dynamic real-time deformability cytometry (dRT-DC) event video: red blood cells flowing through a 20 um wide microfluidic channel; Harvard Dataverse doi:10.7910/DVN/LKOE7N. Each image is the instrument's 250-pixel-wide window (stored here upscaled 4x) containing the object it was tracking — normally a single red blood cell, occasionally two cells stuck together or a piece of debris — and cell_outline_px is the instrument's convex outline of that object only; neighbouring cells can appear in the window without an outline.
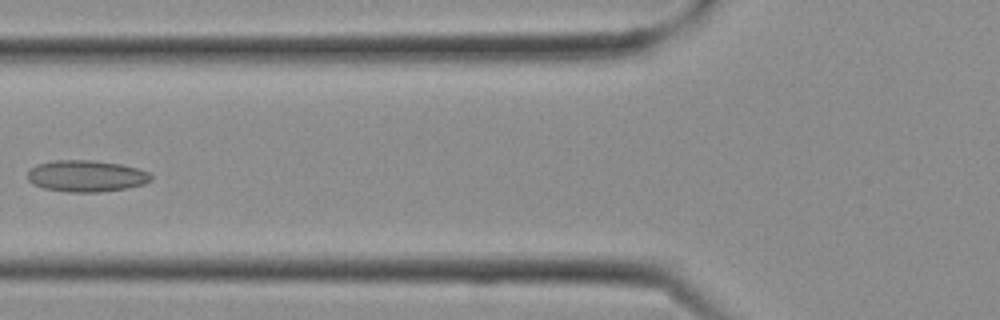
{"species": "Egyptian fruit bat (a non-hibernating species)", "species_latin": "Rousettus aegyptiacus", "temperature_condition": "cold", "stored_images_in_passage": 24, "camera_frame_rate_fps": 3000, "um_per_image_px": 0.085, "frame": {"image": 1, "passage_image": 8, "time_ms": 2.333, "image_size_px": [1000, 320], "cell_outline_px": [[152, 180], [144, 184], [124, 188], [96, 192], [68, 192], [44, 188], [32, 184], [28, 180], [28, 168], [36, 164], [52, 160], [96, 160], [120, 164], [140, 168], [148, 172], [152, 176]], "centroid_in_image_um": [7.31, 14.94], "position_along_channel_um": 118.5, "area_um2": 22.89}}
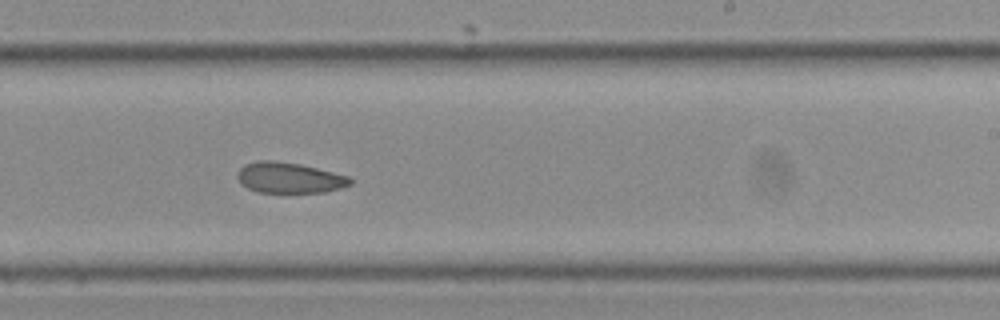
{"frame": {"image": 2, "passage_image": 14, "time_ms": 4.333, "image_size_px": [1000, 320], "cell_outline_px": [[352, 184], [340, 188], [324, 192], [260, 192], [248, 188], [240, 184], [236, 176], [236, 172], [244, 164], [260, 160], [276, 160], [300, 164], [348, 176], [352, 180]], "centroid_in_image_um": [24.54, 15.1], "position_along_channel_um": 264.5, "area_um2": 20.17}}
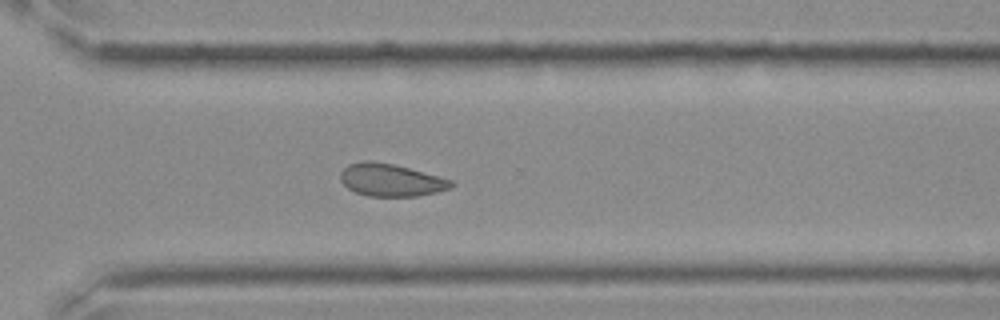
{"frame": {"image": 3, "passage_image": 17, "time_ms": 5.333, "image_size_px": [1000, 320], "cell_outline_px": [[456, 184], [452, 188], [436, 192], [416, 196], [368, 196], [356, 192], [348, 188], [340, 180], [340, 172], [348, 164], [364, 160], [368, 160], [392, 164], [408, 168], [452, 180]], "centroid_in_image_um": [33.22, 15.3], "position_along_channel_um": 337.4, "area_um2": 20.87}}